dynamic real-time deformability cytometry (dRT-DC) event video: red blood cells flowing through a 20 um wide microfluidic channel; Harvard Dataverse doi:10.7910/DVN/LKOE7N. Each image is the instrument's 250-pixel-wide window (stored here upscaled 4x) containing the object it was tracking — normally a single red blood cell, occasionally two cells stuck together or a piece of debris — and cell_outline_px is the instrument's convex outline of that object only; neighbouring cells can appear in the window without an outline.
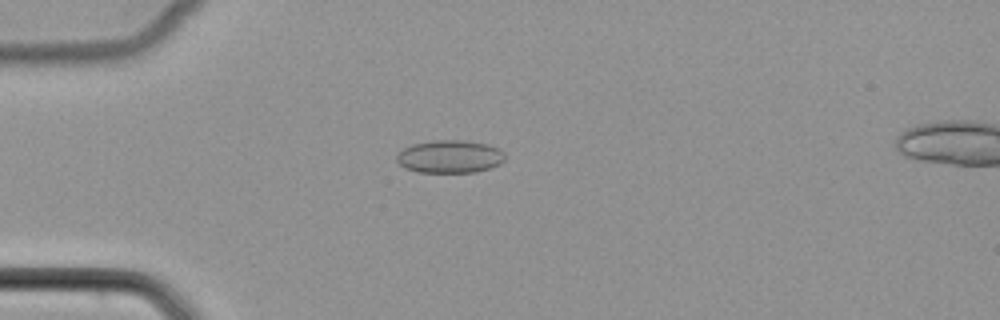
{"species": "common noctule bat (a hibernating species)", "species_latin": "Nyctalus noctula", "temperature_condition": "cold", "stored_images_in_passage": 52, "camera_frame_rate_fps": 3000, "um_per_image_px": 0.085, "animal": {"sex": "female", "body_mass_g": 22.7, "forearm_length_mm": 54.2}, "frame": {"image": 1, "passage_image": 15, "time_ms": 4.667, "image_size_px": [1000, 320], "cell_outline_px": [[504, 160], [500, 164], [492, 168], [476, 172], [416, 172], [404, 168], [396, 160], [396, 156], [404, 148], [412, 144], [432, 140], [464, 140], [488, 144], [500, 148], [504, 152]], "centroid_in_image_um": [38.25, 13.31], "position_along_channel_um": 46.7, "area_um2": 20.98}}
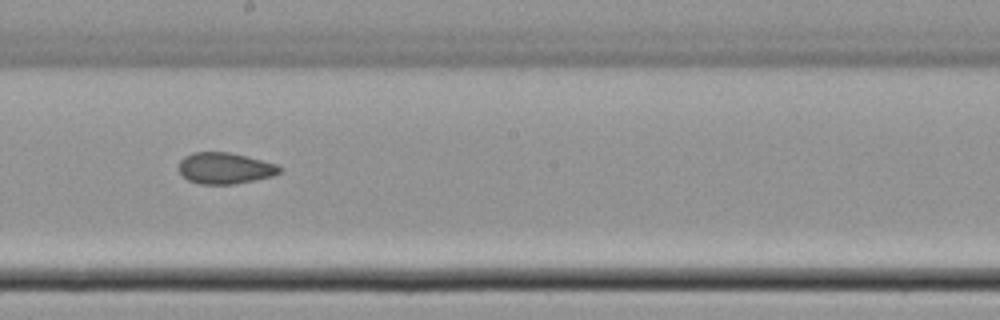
{"frame": {"image": 2, "passage_image": 30, "time_ms": 9.667, "image_size_px": [1000, 320], "cell_outline_px": [[284, 168], [280, 172], [272, 176], [232, 184], [200, 184], [188, 180], [180, 172], [180, 160], [184, 156], [192, 152], [228, 152], [248, 156], [276, 164]], "centroid_in_image_um": [19.13, 14.28], "position_along_channel_um": 229.1, "area_um2": 18.26}}
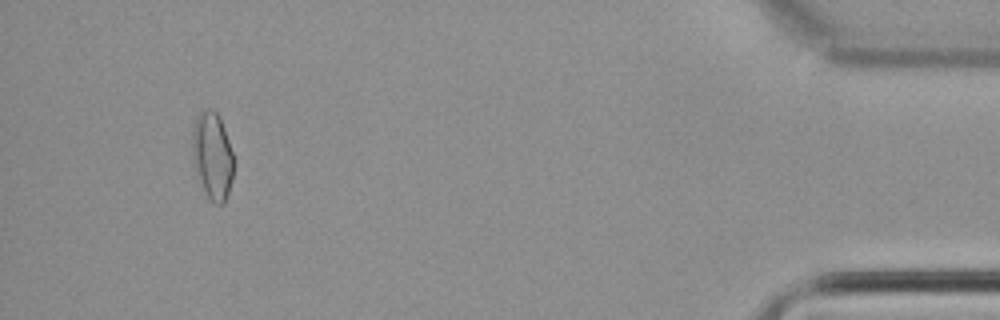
{"frame": {"image": 3, "passage_image": 49, "time_ms": 16.0, "image_size_px": [1000, 320], "cell_outline_px": [[236, 164], [232, 180], [224, 204], [216, 204], [208, 196], [192, 164], [192, 128], [196, 116], [200, 112], [208, 108], [212, 108], [220, 116], [236, 160]], "centroid_in_image_um": [18.08, 13.19], "position_along_channel_um": 417.1, "area_um2": 21.5}}